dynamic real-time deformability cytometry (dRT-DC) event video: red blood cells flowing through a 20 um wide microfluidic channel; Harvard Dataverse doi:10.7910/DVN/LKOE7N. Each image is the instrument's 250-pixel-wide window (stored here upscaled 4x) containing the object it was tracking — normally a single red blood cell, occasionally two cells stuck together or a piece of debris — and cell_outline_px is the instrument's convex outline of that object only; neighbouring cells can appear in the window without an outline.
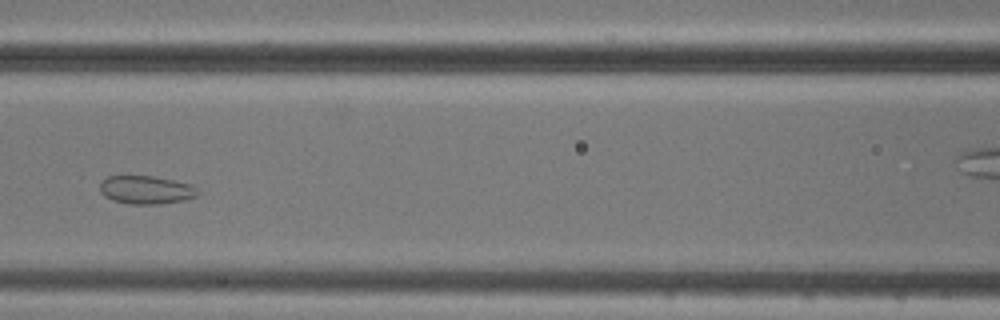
{"species": "common noctule bat (a hibernating species)", "species_latin": "Nyctalus noctula", "temperature_condition": "cold", "stored_images_in_passage": 7, "camera_frame_rate_fps": 3000, "um_per_image_px": 0.085, "animal": {"sex": "male", "body_mass_g": 20.5, "forearm_length_mm": 52.5}, "frame": {"image": 1, "passage_image": 6, "time_ms": 5.667, "image_size_px": [1000, 320], "cell_outline_px": [[200, 192], [196, 196], [184, 200], [160, 204], [128, 204], [112, 200], [104, 196], [100, 192], [100, 180], [108, 176], [152, 176], [192, 184]], "centroid_in_image_um": [12.4, 16.14], "position_along_channel_um": 154.2, "area_um2": 16.24}}